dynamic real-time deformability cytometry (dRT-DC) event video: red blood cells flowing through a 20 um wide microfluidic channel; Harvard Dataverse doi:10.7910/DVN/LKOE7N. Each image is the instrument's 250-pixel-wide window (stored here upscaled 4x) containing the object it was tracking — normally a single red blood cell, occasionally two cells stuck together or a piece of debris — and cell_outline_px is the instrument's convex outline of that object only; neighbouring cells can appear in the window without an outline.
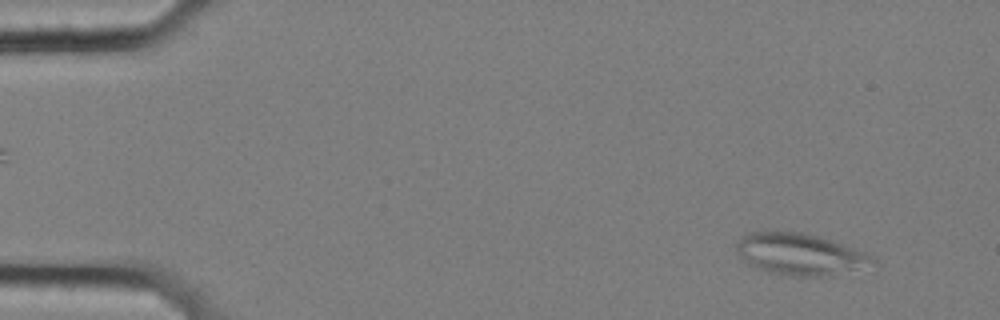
{"species": "common noctule bat (a hibernating species)", "species_latin": "Nyctalus noctula", "temperature_condition": "cold", "stored_images_in_passage": 54, "camera_frame_rate_fps": 3000, "um_per_image_px": 0.085, "animal": {"sex": "female", "body_mass_g": 25.1}, "frame": {"image": 1, "passage_image": 1, "time_ms": 0.0, "image_size_px": [1000, 320], "cell_outline_px": [[876, 260], [856, 268], [820, 276], [788, 276], [768, 272], [748, 264], [736, 252], [736, 244], [744, 236], [752, 232], [804, 232], [820, 236], [832, 240], [864, 252], [872, 256]], "centroid_in_image_um": [67.91, 21.59], "position_along_channel_um": 17.1, "area_um2": 32.14}}
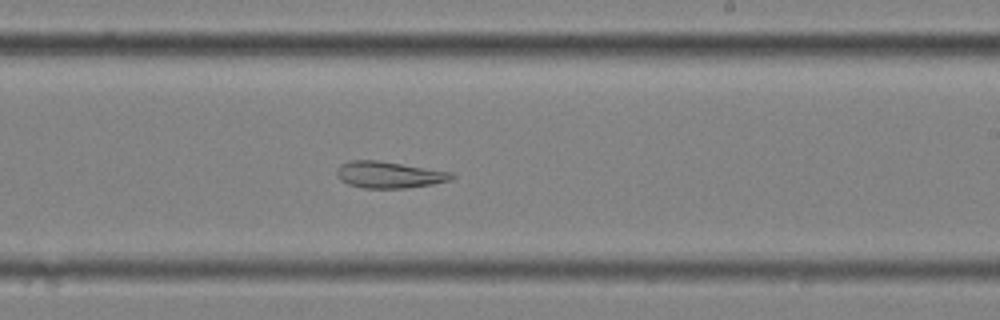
{"frame": {"image": 2, "passage_image": 31, "time_ms": 10.0, "image_size_px": [1000, 320], "cell_outline_px": [[456, 176], [452, 180], [432, 184], [408, 188], [364, 188], [348, 184], [340, 180], [336, 176], [336, 172], [340, 164], [348, 160], [376, 160], [452, 172]], "centroid_in_image_um": [33.05, 14.86], "position_along_channel_um": 255.9, "area_um2": 17.86}}
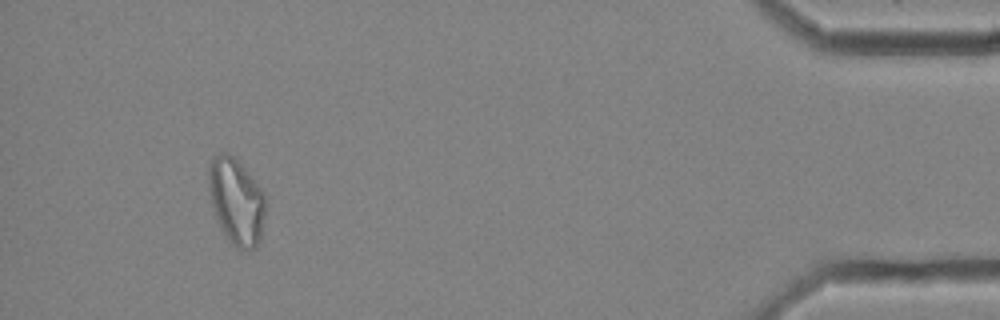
{"frame": {"image": 3, "passage_image": 50, "time_ms": 16.333, "image_size_px": [1000, 320], "cell_outline_px": [[264, 216], [260, 240], [256, 248], [240, 248], [228, 244], [220, 228], [212, 204], [208, 188], [208, 168], [212, 160], [216, 156], [224, 152], [228, 152], [244, 168], [264, 192]], "centroid_in_image_um": [20.07, 17.14], "position_along_channel_um": 415.1, "area_um2": 28.32}, "authors_computed_cell_mechanics": {"area_um2": 24.9407, "velocity_mm_per_s": 3.4912, "shape_relaxation_time_tau1_ms": null, "shape_relaxation_time_tau2_ms": 5.9902, "deformation_change_tau1": null, "deformation_change_tau2": 0.1535}}